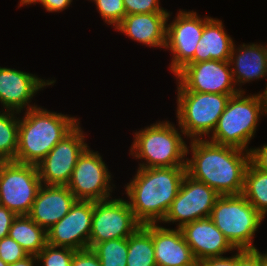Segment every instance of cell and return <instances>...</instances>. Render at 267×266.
Listing matches in <instances>:
<instances>
[{
  "mask_svg": "<svg viewBox=\"0 0 267 266\" xmlns=\"http://www.w3.org/2000/svg\"><path fill=\"white\" fill-rule=\"evenodd\" d=\"M192 158L186 159V174L207 184L220 196L242 194L249 152L204 139L190 143Z\"/></svg>",
  "mask_w": 267,
  "mask_h": 266,
  "instance_id": "cell-1",
  "label": "cell"
},
{
  "mask_svg": "<svg viewBox=\"0 0 267 266\" xmlns=\"http://www.w3.org/2000/svg\"><path fill=\"white\" fill-rule=\"evenodd\" d=\"M186 175V166L138 168L127 183V201L134 217L141 224L163 221Z\"/></svg>",
  "mask_w": 267,
  "mask_h": 266,
  "instance_id": "cell-2",
  "label": "cell"
},
{
  "mask_svg": "<svg viewBox=\"0 0 267 266\" xmlns=\"http://www.w3.org/2000/svg\"><path fill=\"white\" fill-rule=\"evenodd\" d=\"M19 119L15 162L37 165L79 121L62 113L34 107Z\"/></svg>",
  "mask_w": 267,
  "mask_h": 266,
  "instance_id": "cell-3",
  "label": "cell"
},
{
  "mask_svg": "<svg viewBox=\"0 0 267 266\" xmlns=\"http://www.w3.org/2000/svg\"><path fill=\"white\" fill-rule=\"evenodd\" d=\"M232 95L212 132L210 142L249 152L248 144L256 133L261 115H266L261 93L244 97Z\"/></svg>",
  "mask_w": 267,
  "mask_h": 266,
  "instance_id": "cell-4",
  "label": "cell"
},
{
  "mask_svg": "<svg viewBox=\"0 0 267 266\" xmlns=\"http://www.w3.org/2000/svg\"><path fill=\"white\" fill-rule=\"evenodd\" d=\"M181 135L168 121L156 122L135 132L130 154L146 161L139 168L186 166L189 147Z\"/></svg>",
  "mask_w": 267,
  "mask_h": 266,
  "instance_id": "cell-5",
  "label": "cell"
},
{
  "mask_svg": "<svg viewBox=\"0 0 267 266\" xmlns=\"http://www.w3.org/2000/svg\"><path fill=\"white\" fill-rule=\"evenodd\" d=\"M210 218L236 250L257 249L253 238L264 217L243 194L219 196Z\"/></svg>",
  "mask_w": 267,
  "mask_h": 266,
  "instance_id": "cell-6",
  "label": "cell"
},
{
  "mask_svg": "<svg viewBox=\"0 0 267 266\" xmlns=\"http://www.w3.org/2000/svg\"><path fill=\"white\" fill-rule=\"evenodd\" d=\"M177 118L181 133L193 139H203L212 133L232 95L177 89ZM201 137V138H200Z\"/></svg>",
  "mask_w": 267,
  "mask_h": 266,
  "instance_id": "cell-7",
  "label": "cell"
},
{
  "mask_svg": "<svg viewBox=\"0 0 267 266\" xmlns=\"http://www.w3.org/2000/svg\"><path fill=\"white\" fill-rule=\"evenodd\" d=\"M37 165L0 161V205L28 215L41 186Z\"/></svg>",
  "mask_w": 267,
  "mask_h": 266,
  "instance_id": "cell-8",
  "label": "cell"
},
{
  "mask_svg": "<svg viewBox=\"0 0 267 266\" xmlns=\"http://www.w3.org/2000/svg\"><path fill=\"white\" fill-rule=\"evenodd\" d=\"M140 226L127 200L93 201L89 248L103 241L128 238Z\"/></svg>",
  "mask_w": 267,
  "mask_h": 266,
  "instance_id": "cell-9",
  "label": "cell"
},
{
  "mask_svg": "<svg viewBox=\"0 0 267 266\" xmlns=\"http://www.w3.org/2000/svg\"><path fill=\"white\" fill-rule=\"evenodd\" d=\"M79 123L37 164L41 184L66 186L78 158L89 147Z\"/></svg>",
  "mask_w": 267,
  "mask_h": 266,
  "instance_id": "cell-10",
  "label": "cell"
},
{
  "mask_svg": "<svg viewBox=\"0 0 267 266\" xmlns=\"http://www.w3.org/2000/svg\"><path fill=\"white\" fill-rule=\"evenodd\" d=\"M229 61L208 60L187 63L175 75L177 89H187L201 93L237 94L243 91L236 88Z\"/></svg>",
  "mask_w": 267,
  "mask_h": 266,
  "instance_id": "cell-11",
  "label": "cell"
},
{
  "mask_svg": "<svg viewBox=\"0 0 267 266\" xmlns=\"http://www.w3.org/2000/svg\"><path fill=\"white\" fill-rule=\"evenodd\" d=\"M111 175L98 152L86 148L76 162L66 185L77 200L103 201L110 199Z\"/></svg>",
  "mask_w": 267,
  "mask_h": 266,
  "instance_id": "cell-12",
  "label": "cell"
},
{
  "mask_svg": "<svg viewBox=\"0 0 267 266\" xmlns=\"http://www.w3.org/2000/svg\"><path fill=\"white\" fill-rule=\"evenodd\" d=\"M219 196L207 184L186 174L163 222H179L177 228L181 229L190 222L210 217L212 208Z\"/></svg>",
  "mask_w": 267,
  "mask_h": 266,
  "instance_id": "cell-13",
  "label": "cell"
},
{
  "mask_svg": "<svg viewBox=\"0 0 267 266\" xmlns=\"http://www.w3.org/2000/svg\"><path fill=\"white\" fill-rule=\"evenodd\" d=\"M209 19L200 18L193 11L180 10L175 20L167 25L165 48L173 53L169 68L174 75L194 57L204 25Z\"/></svg>",
  "mask_w": 267,
  "mask_h": 266,
  "instance_id": "cell-14",
  "label": "cell"
},
{
  "mask_svg": "<svg viewBox=\"0 0 267 266\" xmlns=\"http://www.w3.org/2000/svg\"><path fill=\"white\" fill-rule=\"evenodd\" d=\"M93 201L76 200L70 211L46 230L47 243L75 250L89 248Z\"/></svg>",
  "mask_w": 267,
  "mask_h": 266,
  "instance_id": "cell-15",
  "label": "cell"
},
{
  "mask_svg": "<svg viewBox=\"0 0 267 266\" xmlns=\"http://www.w3.org/2000/svg\"><path fill=\"white\" fill-rule=\"evenodd\" d=\"M54 82L14 68L0 67V102L5 110L21 113V110L28 105L27 111L37 107L29 104L34 94Z\"/></svg>",
  "mask_w": 267,
  "mask_h": 266,
  "instance_id": "cell-16",
  "label": "cell"
},
{
  "mask_svg": "<svg viewBox=\"0 0 267 266\" xmlns=\"http://www.w3.org/2000/svg\"><path fill=\"white\" fill-rule=\"evenodd\" d=\"M181 231L196 260L222 257L235 249L210 217L190 222Z\"/></svg>",
  "mask_w": 267,
  "mask_h": 266,
  "instance_id": "cell-17",
  "label": "cell"
},
{
  "mask_svg": "<svg viewBox=\"0 0 267 266\" xmlns=\"http://www.w3.org/2000/svg\"><path fill=\"white\" fill-rule=\"evenodd\" d=\"M76 200L67 186L42 184L28 216L47 230L70 211Z\"/></svg>",
  "mask_w": 267,
  "mask_h": 266,
  "instance_id": "cell-18",
  "label": "cell"
},
{
  "mask_svg": "<svg viewBox=\"0 0 267 266\" xmlns=\"http://www.w3.org/2000/svg\"><path fill=\"white\" fill-rule=\"evenodd\" d=\"M170 13L126 15L116 30L149 47H166L167 22Z\"/></svg>",
  "mask_w": 267,
  "mask_h": 266,
  "instance_id": "cell-19",
  "label": "cell"
},
{
  "mask_svg": "<svg viewBox=\"0 0 267 266\" xmlns=\"http://www.w3.org/2000/svg\"><path fill=\"white\" fill-rule=\"evenodd\" d=\"M152 242L157 266H187L196 260L181 229L152 224Z\"/></svg>",
  "mask_w": 267,
  "mask_h": 266,
  "instance_id": "cell-20",
  "label": "cell"
},
{
  "mask_svg": "<svg viewBox=\"0 0 267 266\" xmlns=\"http://www.w3.org/2000/svg\"><path fill=\"white\" fill-rule=\"evenodd\" d=\"M229 62L230 65L235 66H231V70L236 85L238 83L240 86L241 83L245 84L253 79L265 78L267 76V46L243 43L235 50L234 45Z\"/></svg>",
  "mask_w": 267,
  "mask_h": 266,
  "instance_id": "cell-21",
  "label": "cell"
},
{
  "mask_svg": "<svg viewBox=\"0 0 267 266\" xmlns=\"http://www.w3.org/2000/svg\"><path fill=\"white\" fill-rule=\"evenodd\" d=\"M233 46L234 42L225 32L222 21L210 17L204 25L194 57L188 63L208 60L229 61Z\"/></svg>",
  "mask_w": 267,
  "mask_h": 266,
  "instance_id": "cell-22",
  "label": "cell"
},
{
  "mask_svg": "<svg viewBox=\"0 0 267 266\" xmlns=\"http://www.w3.org/2000/svg\"><path fill=\"white\" fill-rule=\"evenodd\" d=\"M9 236L14 239L28 255H37L47 244L46 230L28 215H18L12 221Z\"/></svg>",
  "mask_w": 267,
  "mask_h": 266,
  "instance_id": "cell-23",
  "label": "cell"
},
{
  "mask_svg": "<svg viewBox=\"0 0 267 266\" xmlns=\"http://www.w3.org/2000/svg\"><path fill=\"white\" fill-rule=\"evenodd\" d=\"M127 266H157L152 242V224L141 225L128 237Z\"/></svg>",
  "mask_w": 267,
  "mask_h": 266,
  "instance_id": "cell-24",
  "label": "cell"
},
{
  "mask_svg": "<svg viewBox=\"0 0 267 266\" xmlns=\"http://www.w3.org/2000/svg\"><path fill=\"white\" fill-rule=\"evenodd\" d=\"M242 194L265 217L267 214V172L257 169L250 162L245 172Z\"/></svg>",
  "mask_w": 267,
  "mask_h": 266,
  "instance_id": "cell-25",
  "label": "cell"
},
{
  "mask_svg": "<svg viewBox=\"0 0 267 266\" xmlns=\"http://www.w3.org/2000/svg\"><path fill=\"white\" fill-rule=\"evenodd\" d=\"M11 112V113H10ZM19 112H0V161H15L18 147Z\"/></svg>",
  "mask_w": 267,
  "mask_h": 266,
  "instance_id": "cell-26",
  "label": "cell"
},
{
  "mask_svg": "<svg viewBox=\"0 0 267 266\" xmlns=\"http://www.w3.org/2000/svg\"><path fill=\"white\" fill-rule=\"evenodd\" d=\"M92 250L98 256L101 266H127L128 238L103 241Z\"/></svg>",
  "mask_w": 267,
  "mask_h": 266,
  "instance_id": "cell-27",
  "label": "cell"
},
{
  "mask_svg": "<svg viewBox=\"0 0 267 266\" xmlns=\"http://www.w3.org/2000/svg\"><path fill=\"white\" fill-rule=\"evenodd\" d=\"M75 251L69 247H57L47 243L36 256L42 266H70Z\"/></svg>",
  "mask_w": 267,
  "mask_h": 266,
  "instance_id": "cell-28",
  "label": "cell"
},
{
  "mask_svg": "<svg viewBox=\"0 0 267 266\" xmlns=\"http://www.w3.org/2000/svg\"><path fill=\"white\" fill-rule=\"evenodd\" d=\"M95 2L97 10L108 24L115 28L126 16L123 0H91Z\"/></svg>",
  "mask_w": 267,
  "mask_h": 266,
  "instance_id": "cell-29",
  "label": "cell"
},
{
  "mask_svg": "<svg viewBox=\"0 0 267 266\" xmlns=\"http://www.w3.org/2000/svg\"><path fill=\"white\" fill-rule=\"evenodd\" d=\"M28 256V253L9 235L0 239V258L9 264Z\"/></svg>",
  "mask_w": 267,
  "mask_h": 266,
  "instance_id": "cell-30",
  "label": "cell"
},
{
  "mask_svg": "<svg viewBox=\"0 0 267 266\" xmlns=\"http://www.w3.org/2000/svg\"><path fill=\"white\" fill-rule=\"evenodd\" d=\"M126 15L138 13H169L159 6V0H123Z\"/></svg>",
  "mask_w": 267,
  "mask_h": 266,
  "instance_id": "cell-31",
  "label": "cell"
},
{
  "mask_svg": "<svg viewBox=\"0 0 267 266\" xmlns=\"http://www.w3.org/2000/svg\"><path fill=\"white\" fill-rule=\"evenodd\" d=\"M236 266H264V253L258 249L237 250Z\"/></svg>",
  "mask_w": 267,
  "mask_h": 266,
  "instance_id": "cell-32",
  "label": "cell"
},
{
  "mask_svg": "<svg viewBox=\"0 0 267 266\" xmlns=\"http://www.w3.org/2000/svg\"><path fill=\"white\" fill-rule=\"evenodd\" d=\"M70 266H101V262L91 248H86L74 252Z\"/></svg>",
  "mask_w": 267,
  "mask_h": 266,
  "instance_id": "cell-33",
  "label": "cell"
},
{
  "mask_svg": "<svg viewBox=\"0 0 267 266\" xmlns=\"http://www.w3.org/2000/svg\"><path fill=\"white\" fill-rule=\"evenodd\" d=\"M250 162L262 171L267 172V144L259 148H250Z\"/></svg>",
  "mask_w": 267,
  "mask_h": 266,
  "instance_id": "cell-34",
  "label": "cell"
},
{
  "mask_svg": "<svg viewBox=\"0 0 267 266\" xmlns=\"http://www.w3.org/2000/svg\"><path fill=\"white\" fill-rule=\"evenodd\" d=\"M16 216L11 210L0 205V239L9 235V229Z\"/></svg>",
  "mask_w": 267,
  "mask_h": 266,
  "instance_id": "cell-35",
  "label": "cell"
},
{
  "mask_svg": "<svg viewBox=\"0 0 267 266\" xmlns=\"http://www.w3.org/2000/svg\"><path fill=\"white\" fill-rule=\"evenodd\" d=\"M203 266H236V254L233 257H211L202 260Z\"/></svg>",
  "mask_w": 267,
  "mask_h": 266,
  "instance_id": "cell-36",
  "label": "cell"
},
{
  "mask_svg": "<svg viewBox=\"0 0 267 266\" xmlns=\"http://www.w3.org/2000/svg\"><path fill=\"white\" fill-rule=\"evenodd\" d=\"M71 2L72 0H42L41 5L48 12H59L69 7Z\"/></svg>",
  "mask_w": 267,
  "mask_h": 266,
  "instance_id": "cell-37",
  "label": "cell"
},
{
  "mask_svg": "<svg viewBox=\"0 0 267 266\" xmlns=\"http://www.w3.org/2000/svg\"><path fill=\"white\" fill-rule=\"evenodd\" d=\"M36 260H38L36 255H28L24 259L9 264L8 266H34V263L37 262Z\"/></svg>",
  "mask_w": 267,
  "mask_h": 266,
  "instance_id": "cell-38",
  "label": "cell"
},
{
  "mask_svg": "<svg viewBox=\"0 0 267 266\" xmlns=\"http://www.w3.org/2000/svg\"><path fill=\"white\" fill-rule=\"evenodd\" d=\"M261 96L263 100L264 110H265V113L267 114V84H266V89L261 94Z\"/></svg>",
  "mask_w": 267,
  "mask_h": 266,
  "instance_id": "cell-39",
  "label": "cell"
},
{
  "mask_svg": "<svg viewBox=\"0 0 267 266\" xmlns=\"http://www.w3.org/2000/svg\"><path fill=\"white\" fill-rule=\"evenodd\" d=\"M38 2H42V0H20V4L19 6H24V5H28V4H33V3H38Z\"/></svg>",
  "mask_w": 267,
  "mask_h": 266,
  "instance_id": "cell-40",
  "label": "cell"
},
{
  "mask_svg": "<svg viewBox=\"0 0 267 266\" xmlns=\"http://www.w3.org/2000/svg\"><path fill=\"white\" fill-rule=\"evenodd\" d=\"M187 266H203L202 260H195L192 264Z\"/></svg>",
  "mask_w": 267,
  "mask_h": 266,
  "instance_id": "cell-41",
  "label": "cell"
},
{
  "mask_svg": "<svg viewBox=\"0 0 267 266\" xmlns=\"http://www.w3.org/2000/svg\"><path fill=\"white\" fill-rule=\"evenodd\" d=\"M0 266H8V264L0 258Z\"/></svg>",
  "mask_w": 267,
  "mask_h": 266,
  "instance_id": "cell-42",
  "label": "cell"
},
{
  "mask_svg": "<svg viewBox=\"0 0 267 266\" xmlns=\"http://www.w3.org/2000/svg\"><path fill=\"white\" fill-rule=\"evenodd\" d=\"M264 266H267V253L264 254Z\"/></svg>",
  "mask_w": 267,
  "mask_h": 266,
  "instance_id": "cell-43",
  "label": "cell"
}]
</instances>
